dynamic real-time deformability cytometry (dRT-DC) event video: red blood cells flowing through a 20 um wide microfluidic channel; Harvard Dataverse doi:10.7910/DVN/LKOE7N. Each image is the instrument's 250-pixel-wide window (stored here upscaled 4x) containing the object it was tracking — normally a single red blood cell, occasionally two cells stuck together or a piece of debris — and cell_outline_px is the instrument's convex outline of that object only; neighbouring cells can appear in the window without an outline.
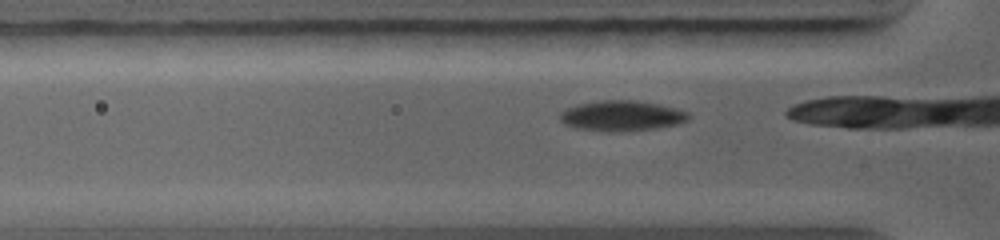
{"species": "common noctule bat (a hibernating species)", "species_latin": "Nyctalus noctula", "temperature_condition": "warm", "stored_images_in_passage": 13, "camera_frame_rate_fps": 5000, "um_per_image_px": 0.085, "animal": {"sex": "female", "body_mass_g": 19.0, "forearm_length_mm": 56.7}, "frame": {"image": 1, "passage_image": 3, "time_ms": 0.4, "image_size_px": [1000, 240], "cell_outline_px": [[692, 116], [688, 120], [676, 124], [656, 128], [620, 132], [608, 132], [576, 128], [564, 124], [560, 120], [560, 112], [568, 108], [580, 104], [600, 100], [636, 100], [676, 108], [688, 112]], "centroid_in_image_um": [52.85, 9.85], "position_along_channel_um": 72.9, "area_um2": 22.77}}
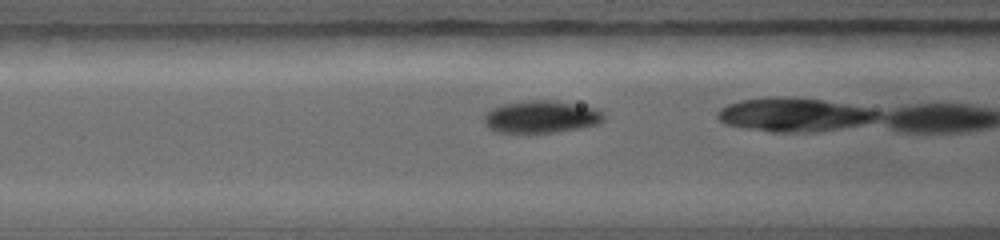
{"frame": {"image": 2, "passage_image": 6, "time_ms": 1.4, "image_size_px": [1000, 240], "cell_outline_px": [[604, 120], [596, 124], [580, 128], [552, 132], [492, 132], [484, 124], [484, 112], [492, 108], [504, 104], [524, 100], [552, 100], [596, 108], [604, 116]], "centroid_in_image_um": [45.93, 9.92], "position_along_channel_um": 120.7, "area_um2": 22.48}}